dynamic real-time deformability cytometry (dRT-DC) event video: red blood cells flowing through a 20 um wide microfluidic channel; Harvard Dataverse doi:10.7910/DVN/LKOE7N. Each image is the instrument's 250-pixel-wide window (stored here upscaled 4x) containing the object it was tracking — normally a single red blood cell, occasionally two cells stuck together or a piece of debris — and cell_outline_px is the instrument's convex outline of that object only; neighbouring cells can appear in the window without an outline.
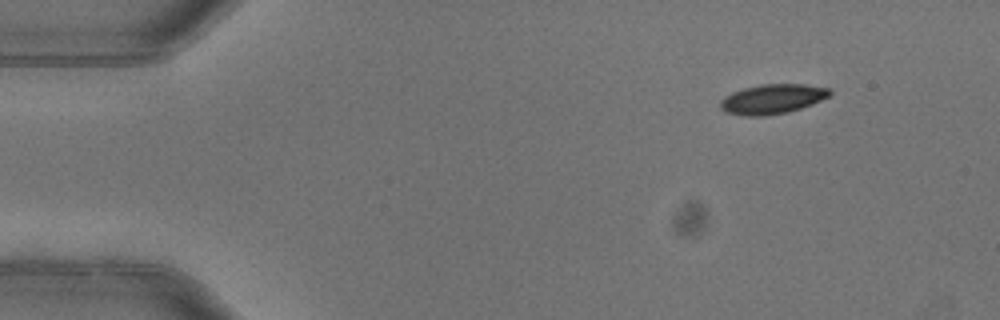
{"species": "common noctule bat (a hibernating species)", "species_latin": "Nyctalus noctula", "temperature_condition": "warm", "stored_images_in_passage": 4, "camera_frame_rate_fps": 3000, "um_per_image_px": 0.085, "animal": {"sex": "female"}, "frame": {"image": 1, "passage_image": 1, "time_ms": 0.0, "image_size_px": [1000, 320], "cell_outline_px": [[832, 92], [828, 96], [812, 104], [788, 112], [768, 116], [744, 116], [724, 112], [720, 108], [720, 100], [724, 96], [732, 92], [744, 88], [760, 84], [804, 84], [828, 88]], "centroid_in_image_um": [65.6, 8.42], "position_along_channel_um": 19.4, "area_um2": 19.02}}